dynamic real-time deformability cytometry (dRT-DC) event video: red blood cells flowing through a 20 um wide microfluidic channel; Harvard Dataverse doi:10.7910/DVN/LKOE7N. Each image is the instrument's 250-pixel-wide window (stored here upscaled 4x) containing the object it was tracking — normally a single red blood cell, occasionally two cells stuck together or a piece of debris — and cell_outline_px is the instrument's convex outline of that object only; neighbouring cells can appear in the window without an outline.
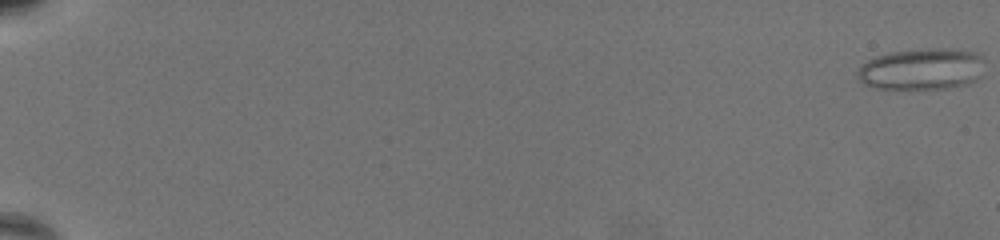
{"species": "common noctule bat (a hibernating species)", "species_latin": "Nyctalus noctula", "temperature_condition": "warm", "stored_images_in_passage": 70, "camera_frame_rate_fps": 3000, "um_per_image_px": 0.085, "animal": {"sex": "female", "body_mass_g": 19.5, "forearm_length_mm": 54.1}, "frame": {"image": 1, "passage_image": 1, "time_ms": 0.0, "image_size_px": [1000, 240], "cell_outline_px": [[984, 60], [980, 76], [976, 80], [968, 84], [948, 88], [876, 88], [864, 84], [856, 76], [856, 72], [868, 60], [876, 56], [892, 52], [928, 48], [956, 48], [976, 52]], "centroid_in_image_um": [78.38, 5.86], "position_along_channel_um": 6.6, "area_um2": 30.75}}
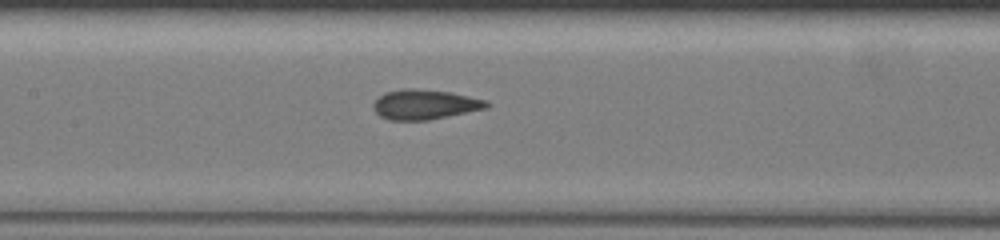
{"frame": {"image": 2, "passage_image": 38, "time_ms": 12.333, "image_size_px": [1000, 240], "cell_outline_px": [[492, 104], [488, 108], [428, 120], [388, 120], [380, 116], [372, 108], [372, 104], [384, 92], [404, 88], [416, 88], [448, 92], [488, 100]], "centroid_in_image_um": [36.11, 8.88], "position_along_channel_um": 171.3, "area_um2": 19.83}}
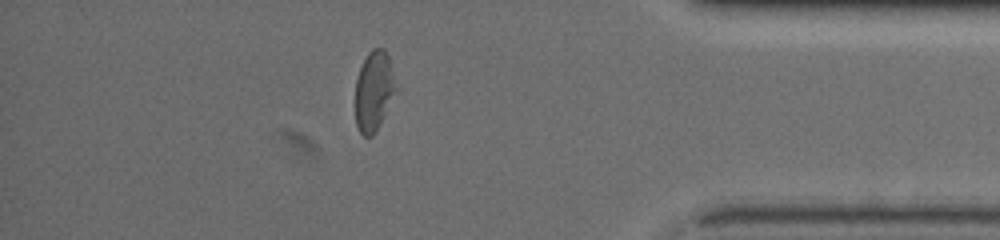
{"frame": {"image": 3, "passage_image": 62, "time_ms": 20.333, "image_size_px": [1000, 240], "cell_outline_px": [[400, 92], [372, 136], [364, 136], [360, 132], [356, 124], [356, 80], [360, 68], [368, 52], [372, 48], [384, 48], [388, 56]], "centroid_in_image_um": [31.84, 7.73], "position_along_channel_um": 403.4, "area_um2": 19.36}, "authors_computed_cell_mechanics": {"area_um2": 20.4323, "velocity_mm_per_s": 3.2084, "shape_relaxation_time_tau1_ms": null, "shape_relaxation_time_tau2_ms": 1.3384, "deformation_change_tau1": null, "deformation_change_tau2": 0.0855}}